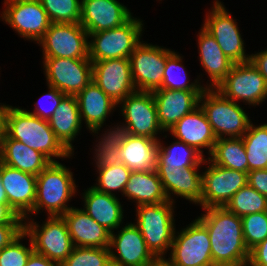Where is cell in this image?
<instances>
[{
  "mask_svg": "<svg viewBox=\"0 0 267 266\" xmlns=\"http://www.w3.org/2000/svg\"><path fill=\"white\" fill-rule=\"evenodd\" d=\"M197 220L207 229L210 237L214 266H247L250 251L245 245L241 217L225 207L203 209Z\"/></svg>",
  "mask_w": 267,
  "mask_h": 266,
  "instance_id": "1",
  "label": "cell"
},
{
  "mask_svg": "<svg viewBox=\"0 0 267 266\" xmlns=\"http://www.w3.org/2000/svg\"><path fill=\"white\" fill-rule=\"evenodd\" d=\"M6 135L41 152L51 162L52 157H70V152L56 137L48 120H43L24 109L9 106L6 113Z\"/></svg>",
  "mask_w": 267,
  "mask_h": 266,
  "instance_id": "2",
  "label": "cell"
},
{
  "mask_svg": "<svg viewBox=\"0 0 267 266\" xmlns=\"http://www.w3.org/2000/svg\"><path fill=\"white\" fill-rule=\"evenodd\" d=\"M73 173L63 164L51 162L36 176L37 190L34 208L30 214L44 208L49 217L63 216L70 208L66 203L75 195L76 184Z\"/></svg>",
  "mask_w": 267,
  "mask_h": 266,
  "instance_id": "3",
  "label": "cell"
},
{
  "mask_svg": "<svg viewBox=\"0 0 267 266\" xmlns=\"http://www.w3.org/2000/svg\"><path fill=\"white\" fill-rule=\"evenodd\" d=\"M173 201L159 204L139 205L136 208L137 223L135 224L152 254L159 260L165 258L164 252L171 248L174 234Z\"/></svg>",
  "mask_w": 267,
  "mask_h": 266,
  "instance_id": "4",
  "label": "cell"
},
{
  "mask_svg": "<svg viewBox=\"0 0 267 266\" xmlns=\"http://www.w3.org/2000/svg\"><path fill=\"white\" fill-rule=\"evenodd\" d=\"M204 100V101H203ZM206 114L216 138H242L247 132L250 119L236 102L226 98L216 88H205L199 103ZM225 135V136H223Z\"/></svg>",
  "mask_w": 267,
  "mask_h": 266,
  "instance_id": "5",
  "label": "cell"
},
{
  "mask_svg": "<svg viewBox=\"0 0 267 266\" xmlns=\"http://www.w3.org/2000/svg\"><path fill=\"white\" fill-rule=\"evenodd\" d=\"M142 21L133 16L113 29L90 33L89 59L91 62L113 58H129L141 42Z\"/></svg>",
  "mask_w": 267,
  "mask_h": 266,
  "instance_id": "6",
  "label": "cell"
},
{
  "mask_svg": "<svg viewBox=\"0 0 267 266\" xmlns=\"http://www.w3.org/2000/svg\"><path fill=\"white\" fill-rule=\"evenodd\" d=\"M170 256L163 260L167 266H214L207 229L195 219L177 236L174 234Z\"/></svg>",
  "mask_w": 267,
  "mask_h": 266,
  "instance_id": "7",
  "label": "cell"
},
{
  "mask_svg": "<svg viewBox=\"0 0 267 266\" xmlns=\"http://www.w3.org/2000/svg\"><path fill=\"white\" fill-rule=\"evenodd\" d=\"M28 223L24 222V232L30 237L34 252L61 265L74 247L63 217L48 216L41 227L34 221Z\"/></svg>",
  "mask_w": 267,
  "mask_h": 266,
  "instance_id": "8",
  "label": "cell"
},
{
  "mask_svg": "<svg viewBox=\"0 0 267 266\" xmlns=\"http://www.w3.org/2000/svg\"><path fill=\"white\" fill-rule=\"evenodd\" d=\"M89 35L80 23H51L36 43L43 47V57L89 58Z\"/></svg>",
  "mask_w": 267,
  "mask_h": 266,
  "instance_id": "9",
  "label": "cell"
},
{
  "mask_svg": "<svg viewBox=\"0 0 267 266\" xmlns=\"http://www.w3.org/2000/svg\"><path fill=\"white\" fill-rule=\"evenodd\" d=\"M43 63L48 86L55 87L65 95L76 96L93 81L89 58L44 57Z\"/></svg>",
  "mask_w": 267,
  "mask_h": 266,
  "instance_id": "10",
  "label": "cell"
},
{
  "mask_svg": "<svg viewBox=\"0 0 267 266\" xmlns=\"http://www.w3.org/2000/svg\"><path fill=\"white\" fill-rule=\"evenodd\" d=\"M173 51L140 42L129 56L132 79L137 91L161 89L167 57Z\"/></svg>",
  "mask_w": 267,
  "mask_h": 266,
  "instance_id": "11",
  "label": "cell"
},
{
  "mask_svg": "<svg viewBox=\"0 0 267 266\" xmlns=\"http://www.w3.org/2000/svg\"><path fill=\"white\" fill-rule=\"evenodd\" d=\"M216 89L236 103L243 100L256 106L267 98L265 79L250 61L234 64Z\"/></svg>",
  "mask_w": 267,
  "mask_h": 266,
  "instance_id": "12",
  "label": "cell"
},
{
  "mask_svg": "<svg viewBox=\"0 0 267 266\" xmlns=\"http://www.w3.org/2000/svg\"><path fill=\"white\" fill-rule=\"evenodd\" d=\"M203 175V196L200 205L203 209L209 207H224L231 197L248 184V173L227 169L212 163Z\"/></svg>",
  "mask_w": 267,
  "mask_h": 266,
  "instance_id": "13",
  "label": "cell"
},
{
  "mask_svg": "<svg viewBox=\"0 0 267 266\" xmlns=\"http://www.w3.org/2000/svg\"><path fill=\"white\" fill-rule=\"evenodd\" d=\"M212 8L206 15L203 28L215 38L223 53L234 64L249 62L250 56L245 54L244 40L235 20L220 1L216 0Z\"/></svg>",
  "mask_w": 267,
  "mask_h": 266,
  "instance_id": "14",
  "label": "cell"
},
{
  "mask_svg": "<svg viewBox=\"0 0 267 266\" xmlns=\"http://www.w3.org/2000/svg\"><path fill=\"white\" fill-rule=\"evenodd\" d=\"M2 20L22 37L39 41L51 25L40 0H5Z\"/></svg>",
  "mask_w": 267,
  "mask_h": 266,
  "instance_id": "15",
  "label": "cell"
},
{
  "mask_svg": "<svg viewBox=\"0 0 267 266\" xmlns=\"http://www.w3.org/2000/svg\"><path fill=\"white\" fill-rule=\"evenodd\" d=\"M121 112L130 135L158 140L155 136L161 128L158 121L157 107L152 92L135 91L120 103Z\"/></svg>",
  "mask_w": 267,
  "mask_h": 266,
  "instance_id": "16",
  "label": "cell"
},
{
  "mask_svg": "<svg viewBox=\"0 0 267 266\" xmlns=\"http://www.w3.org/2000/svg\"><path fill=\"white\" fill-rule=\"evenodd\" d=\"M118 232V235L110 233L109 250L112 266H154L159 262L148 249L135 223L125 225ZM114 248L118 254L113 251Z\"/></svg>",
  "mask_w": 267,
  "mask_h": 266,
  "instance_id": "17",
  "label": "cell"
},
{
  "mask_svg": "<svg viewBox=\"0 0 267 266\" xmlns=\"http://www.w3.org/2000/svg\"><path fill=\"white\" fill-rule=\"evenodd\" d=\"M93 82L114 102L137 91L132 79L129 58H113L92 63Z\"/></svg>",
  "mask_w": 267,
  "mask_h": 266,
  "instance_id": "18",
  "label": "cell"
},
{
  "mask_svg": "<svg viewBox=\"0 0 267 266\" xmlns=\"http://www.w3.org/2000/svg\"><path fill=\"white\" fill-rule=\"evenodd\" d=\"M0 179L5 189L9 206L18 216L27 220L28 213L33 210L36 200V176L2 163Z\"/></svg>",
  "mask_w": 267,
  "mask_h": 266,
  "instance_id": "19",
  "label": "cell"
},
{
  "mask_svg": "<svg viewBox=\"0 0 267 266\" xmlns=\"http://www.w3.org/2000/svg\"><path fill=\"white\" fill-rule=\"evenodd\" d=\"M81 26L90 33L121 26L131 17L130 10L117 0H81Z\"/></svg>",
  "mask_w": 267,
  "mask_h": 266,
  "instance_id": "20",
  "label": "cell"
},
{
  "mask_svg": "<svg viewBox=\"0 0 267 266\" xmlns=\"http://www.w3.org/2000/svg\"><path fill=\"white\" fill-rule=\"evenodd\" d=\"M203 91L158 89L153 91L158 121L164 131H169L186 114L199 104Z\"/></svg>",
  "mask_w": 267,
  "mask_h": 266,
  "instance_id": "21",
  "label": "cell"
},
{
  "mask_svg": "<svg viewBox=\"0 0 267 266\" xmlns=\"http://www.w3.org/2000/svg\"><path fill=\"white\" fill-rule=\"evenodd\" d=\"M75 247L109 248L110 232L82 209L70 208L63 216Z\"/></svg>",
  "mask_w": 267,
  "mask_h": 266,
  "instance_id": "22",
  "label": "cell"
},
{
  "mask_svg": "<svg viewBox=\"0 0 267 266\" xmlns=\"http://www.w3.org/2000/svg\"><path fill=\"white\" fill-rule=\"evenodd\" d=\"M199 167L187 168H156L169 201L174 195L199 204L203 196V175L198 172Z\"/></svg>",
  "mask_w": 267,
  "mask_h": 266,
  "instance_id": "23",
  "label": "cell"
},
{
  "mask_svg": "<svg viewBox=\"0 0 267 266\" xmlns=\"http://www.w3.org/2000/svg\"><path fill=\"white\" fill-rule=\"evenodd\" d=\"M169 132L178 141L195 147L202 154L201 149L206 147L209 150L208 154H211L217 140L200 105L180 119Z\"/></svg>",
  "mask_w": 267,
  "mask_h": 266,
  "instance_id": "24",
  "label": "cell"
},
{
  "mask_svg": "<svg viewBox=\"0 0 267 266\" xmlns=\"http://www.w3.org/2000/svg\"><path fill=\"white\" fill-rule=\"evenodd\" d=\"M158 140L130 135L113 157L133 171H153L158 163Z\"/></svg>",
  "mask_w": 267,
  "mask_h": 266,
  "instance_id": "25",
  "label": "cell"
},
{
  "mask_svg": "<svg viewBox=\"0 0 267 266\" xmlns=\"http://www.w3.org/2000/svg\"><path fill=\"white\" fill-rule=\"evenodd\" d=\"M76 99L81 122L84 119L86 127L97 134L108 114L118 105L93 81L76 95Z\"/></svg>",
  "mask_w": 267,
  "mask_h": 266,
  "instance_id": "26",
  "label": "cell"
},
{
  "mask_svg": "<svg viewBox=\"0 0 267 266\" xmlns=\"http://www.w3.org/2000/svg\"><path fill=\"white\" fill-rule=\"evenodd\" d=\"M84 212L103 226L110 233L120 228L123 217V209L116 195L100 192L92 186L85 190ZM113 230V231H112Z\"/></svg>",
  "mask_w": 267,
  "mask_h": 266,
  "instance_id": "27",
  "label": "cell"
},
{
  "mask_svg": "<svg viewBox=\"0 0 267 266\" xmlns=\"http://www.w3.org/2000/svg\"><path fill=\"white\" fill-rule=\"evenodd\" d=\"M0 158L5 165L35 176L51 163L41 152L18 140L9 138L6 134L0 149Z\"/></svg>",
  "mask_w": 267,
  "mask_h": 266,
  "instance_id": "28",
  "label": "cell"
},
{
  "mask_svg": "<svg viewBox=\"0 0 267 266\" xmlns=\"http://www.w3.org/2000/svg\"><path fill=\"white\" fill-rule=\"evenodd\" d=\"M200 64L212 80L206 88H217L226 78L234 63L223 53L215 38L203 27L198 33Z\"/></svg>",
  "mask_w": 267,
  "mask_h": 266,
  "instance_id": "29",
  "label": "cell"
},
{
  "mask_svg": "<svg viewBox=\"0 0 267 266\" xmlns=\"http://www.w3.org/2000/svg\"><path fill=\"white\" fill-rule=\"evenodd\" d=\"M123 195L136 200L137 206L169 201L156 170L131 172Z\"/></svg>",
  "mask_w": 267,
  "mask_h": 266,
  "instance_id": "30",
  "label": "cell"
},
{
  "mask_svg": "<svg viewBox=\"0 0 267 266\" xmlns=\"http://www.w3.org/2000/svg\"><path fill=\"white\" fill-rule=\"evenodd\" d=\"M48 121L60 142L73 152L72 140L82 127L76 96L66 95Z\"/></svg>",
  "mask_w": 267,
  "mask_h": 266,
  "instance_id": "31",
  "label": "cell"
},
{
  "mask_svg": "<svg viewBox=\"0 0 267 266\" xmlns=\"http://www.w3.org/2000/svg\"><path fill=\"white\" fill-rule=\"evenodd\" d=\"M158 163L156 168H187L199 167L201 163L208 162L203 154L195 147L176 140L170 146H162L158 141Z\"/></svg>",
  "mask_w": 267,
  "mask_h": 266,
  "instance_id": "32",
  "label": "cell"
},
{
  "mask_svg": "<svg viewBox=\"0 0 267 266\" xmlns=\"http://www.w3.org/2000/svg\"><path fill=\"white\" fill-rule=\"evenodd\" d=\"M208 159L227 169L248 173V160L242 138H218Z\"/></svg>",
  "mask_w": 267,
  "mask_h": 266,
  "instance_id": "33",
  "label": "cell"
},
{
  "mask_svg": "<svg viewBox=\"0 0 267 266\" xmlns=\"http://www.w3.org/2000/svg\"><path fill=\"white\" fill-rule=\"evenodd\" d=\"M242 140L248 160V172L267 169V123L254 126L250 122Z\"/></svg>",
  "mask_w": 267,
  "mask_h": 266,
  "instance_id": "34",
  "label": "cell"
},
{
  "mask_svg": "<svg viewBox=\"0 0 267 266\" xmlns=\"http://www.w3.org/2000/svg\"><path fill=\"white\" fill-rule=\"evenodd\" d=\"M96 164L99 171L98 184L92 187L110 195H115L112 192L115 190L123 193L132 171L123 163L114 159L97 160Z\"/></svg>",
  "mask_w": 267,
  "mask_h": 266,
  "instance_id": "35",
  "label": "cell"
},
{
  "mask_svg": "<svg viewBox=\"0 0 267 266\" xmlns=\"http://www.w3.org/2000/svg\"><path fill=\"white\" fill-rule=\"evenodd\" d=\"M239 217L267 211V197L248 184L235 193L224 206Z\"/></svg>",
  "mask_w": 267,
  "mask_h": 266,
  "instance_id": "36",
  "label": "cell"
},
{
  "mask_svg": "<svg viewBox=\"0 0 267 266\" xmlns=\"http://www.w3.org/2000/svg\"><path fill=\"white\" fill-rule=\"evenodd\" d=\"M181 62L182 57L176 54V52L174 51L167 57L161 89L204 91L206 87H202L198 82L199 80L197 79L195 83L189 84L190 80H186L187 73L184 69L185 67L181 64Z\"/></svg>",
  "mask_w": 267,
  "mask_h": 266,
  "instance_id": "37",
  "label": "cell"
},
{
  "mask_svg": "<svg viewBox=\"0 0 267 266\" xmlns=\"http://www.w3.org/2000/svg\"><path fill=\"white\" fill-rule=\"evenodd\" d=\"M52 23H79L82 2L79 0H40Z\"/></svg>",
  "mask_w": 267,
  "mask_h": 266,
  "instance_id": "38",
  "label": "cell"
},
{
  "mask_svg": "<svg viewBox=\"0 0 267 266\" xmlns=\"http://www.w3.org/2000/svg\"><path fill=\"white\" fill-rule=\"evenodd\" d=\"M60 266H112L109 248L73 247Z\"/></svg>",
  "mask_w": 267,
  "mask_h": 266,
  "instance_id": "39",
  "label": "cell"
},
{
  "mask_svg": "<svg viewBox=\"0 0 267 266\" xmlns=\"http://www.w3.org/2000/svg\"><path fill=\"white\" fill-rule=\"evenodd\" d=\"M243 237L249 251L267 238V211L241 217Z\"/></svg>",
  "mask_w": 267,
  "mask_h": 266,
  "instance_id": "40",
  "label": "cell"
},
{
  "mask_svg": "<svg viewBox=\"0 0 267 266\" xmlns=\"http://www.w3.org/2000/svg\"><path fill=\"white\" fill-rule=\"evenodd\" d=\"M121 126L117 128L114 127V129L106 131L101 138L102 140L100 139L98 142L99 145L96 146L98 148H95V158L97 160L113 159L117 150L130 136L128 126L126 124Z\"/></svg>",
  "mask_w": 267,
  "mask_h": 266,
  "instance_id": "41",
  "label": "cell"
},
{
  "mask_svg": "<svg viewBox=\"0 0 267 266\" xmlns=\"http://www.w3.org/2000/svg\"><path fill=\"white\" fill-rule=\"evenodd\" d=\"M27 234L23 231L9 245L0 250V266H25L30 255L34 252L31 239L30 247L21 244L20 240Z\"/></svg>",
  "mask_w": 267,
  "mask_h": 266,
  "instance_id": "42",
  "label": "cell"
},
{
  "mask_svg": "<svg viewBox=\"0 0 267 266\" xmlns=\"http://www.w3.org/2000/svg\"><path fill=\"white\" fill-rule=\"evenodd\" d=\"M49 89V93H47L45 97L49 98V100L51 101V106L48 107V109H44V107L42 108V106H40L41 108H39L37 106L35 110H33V112L28 111L29 113L43 120H49L51 118L62 99L66 96L63 92L59 91L55 87L49 86Z\"/></svg>",
  "mask_w": 267,
  "mask_h": 266,
  "instance_id": "43",
  "label": "cell"
},
{
  "mask_svg": "<svg viewBox=\"0 0 267 266\" xmlns=\"http://www.w3.org/2000/svg\"><path fill=\"white\" fill-rule=\"evenodd\" d=\"M24 231V224H0V250Z\"/></svg>",
  "mask_w": 267,
  "mask_h": 266,
  "instance_id": "44",
  "label": "cell"
},
{
  "mask_svg": "<svg viewBox=\"0 0 267 266\" xmlns=\"http://www.w3.org/2000/svg\"><path fill=\"white\" fill-rule=\"evenodd\" d=\"M248 185L267 197V169L249 171Z\"/></svg>",
  "mask_w": 267,
  "mask_h": 266,
  "instance_id": "45",
  "label": "cell"
},
{
  "mask_svg": "<svg viewBox=\"0 0 267 266\" xmlns=\"http://www.w3.org/2000/svg\"><path fill=\"white\" fill-rule=\"evenodd\" d=\"M247 266H267V238L250 250Z\"/></svg>",
  "mask_w": 267,
  "mask_h": 266,
  "instance_id": "46",
  "label": "cell"
},
{
  "mask_svg": "<svg viewBox=\"0 0 267 266\" xmlns=\"http://www.w3.org/2000/svg\"><path fill=\"white\" fill-rule=\"evenodd\" d=\"M23 221L8 203H0V224H24Z\"/></svg>",
  "mask_w": 267,
  "mask_h": 266,
  "instance_id": "47",
  "label": "cell"
},
{
  "mask_svg": "<svg viewBox=\"0 0 267 266\" xmlns=\"http://www.w3.org/2000/svg\"><path fill=\"white\" fill-rule=\"evenodd\" d=\"M250 62L261 73L267 84V49L250 55Z\"/></svg>",
  "mask_w": 267,
  "mask_h": 266,
  "instance_id": "48",
  "label": "cell"
},
{
  "mask_svg": "<svg viewBox=\"0 0 267 266\" xmlns=\"http://www.w3.org/2000/svg\"><path fill=\"white\" fill-rule=\"evenodd\" d=\"M25 266H60L54 261H51L46 256L33 252Z\"/></svg>",
  "mask_w": 267,
  "mask_h": 266,
  "instance_id": "49",
  "label": "cell"
},
{
  "mask_svg": "<svg viewBox=\"0 0 267 266\" xmlns=\"http://www.w3.org/2000/svg\"><path fill=\"white\" fill-rule=\"evenodd\" d=\"M8 105L0 106V149L2 146V142L4 140V136L6 134V113L8 109Z\"/></svg>",
  "mask_w": 267,
  "mask_h": 266,
  "instance_id": "50",
  "label": "cell"
},
{
  "mask_svg": "<svg viewBox=\"0 0 267 266\" xmlns=\"http://www.w3.org/2000/svg\"><path fill=\"white\" fill-rule=\"evenodd\" d=\"M0 203H8V199L5 193V189L2 185L1 179H0Z\"/></svg>",
  "mask_w": 267,
  "mask_h": 266,
  "instance_id": "51",
  "label": "cell"
},
{
  "mask_svg": "<svg viewBox=\"0 0 267 266\" xmlns=\"http://www.w3.org/2000/svg\"><path fill=\"white\" fill-rule=\"evenodd\" d=\"M154 266H167L163 261H159L156 265Z\"/></svg>",
  "mask_w": 267,
  "mask_h": 266,
  "instance_id": "52",
  "label": "cell"
}]
</instances>
